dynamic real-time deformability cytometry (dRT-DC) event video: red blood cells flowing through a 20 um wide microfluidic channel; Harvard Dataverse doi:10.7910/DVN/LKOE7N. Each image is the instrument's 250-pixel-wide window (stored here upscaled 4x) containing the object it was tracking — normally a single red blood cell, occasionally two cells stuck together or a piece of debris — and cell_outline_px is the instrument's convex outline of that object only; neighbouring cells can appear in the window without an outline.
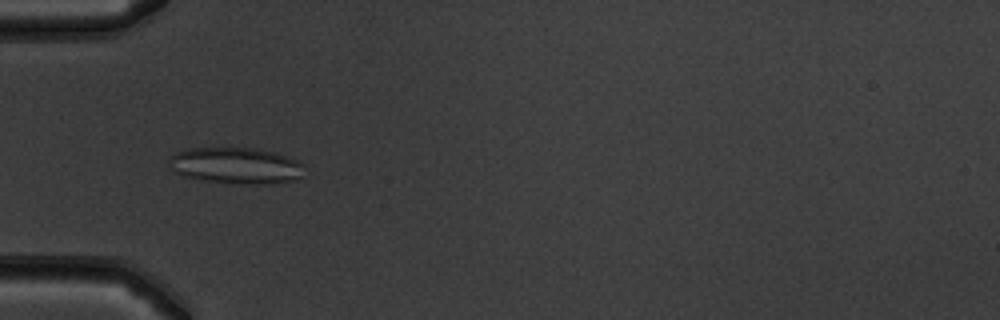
{"species": "common noctule bat (a hibernating species)", "species_latin": "Nyctalus noctula", "temperature_condition": "warm", "stored_images_in_passage": 41, "camera_frame_rate_fps": 3000, "um_per_image_px": 0.085, "animal": {"sex": "male", "body_mass_g": 19.5, "forearm_length_mm": 54.6}, "frame": {"image": 1, "passage_image": 6, "time_ms": 1.667, "image_size_px": [1000, 320], "cell_outline_px": [[304, 176], [292, 180], [268, 184], [224, 184], [200, 180], [180, 176], [172, 172], [168, 160], [176, 152], [188, 148], [256, 148], [276, 152], [300, 160], [304, 164]], "centroid_in_image_um": [20.06, 14.09], "position_along_channel_um": 64.9, "area_um2": 29.48}}
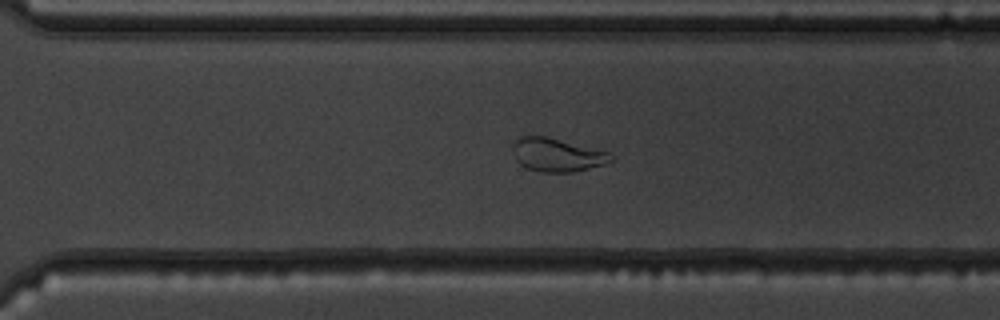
{"frame": {"image": 2, "passage_image": 26, "time_ms": 8.333, "image_size_px": [1000, 320], "cell_outline_px": [[612, 160], [604, 164], [572, 172], [540, 172], [528, 168], [520, 164], [516, 160], [512, 152], [512, 144], [520, 136], [544, 136], [608, 152], [612, 156]], "centroid_in_image_um": [47.28, 13.17], "position_along_channel_um": 323.3, "area_um2": 18.79}}
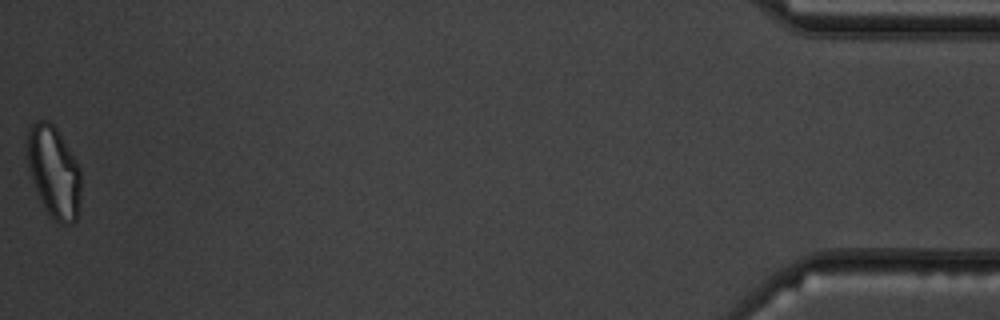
{"frame": {"image": 3, "passage_image": 41, "time_ms": 13.333, "image_size_px": [1000, 320], "cell_outline_px": [[80, 204], [76, 220], [72, 224], [60, 224], [52, 220], [48, 216], [44, 208], [28, 168], [24, 144], [28, 128], [36, 120], [48, 120], [56, 128], [80, 168]], "centroid_in_image_um": [4.54, 14.62], "position_along_channel_um": 430.7, "area_um2": 29.13}, "authors_computed_cell_mechanics": {"area_um2": 23.0622, "velocity_mm_per_s": 3.9149, "shape_relaxation_time_tau1_ms": null, "shape_relaxation_time_tau2_ms": 1.4767, "deformation_change_tau1": null, "deformation_change_tau2": 0.0808}}